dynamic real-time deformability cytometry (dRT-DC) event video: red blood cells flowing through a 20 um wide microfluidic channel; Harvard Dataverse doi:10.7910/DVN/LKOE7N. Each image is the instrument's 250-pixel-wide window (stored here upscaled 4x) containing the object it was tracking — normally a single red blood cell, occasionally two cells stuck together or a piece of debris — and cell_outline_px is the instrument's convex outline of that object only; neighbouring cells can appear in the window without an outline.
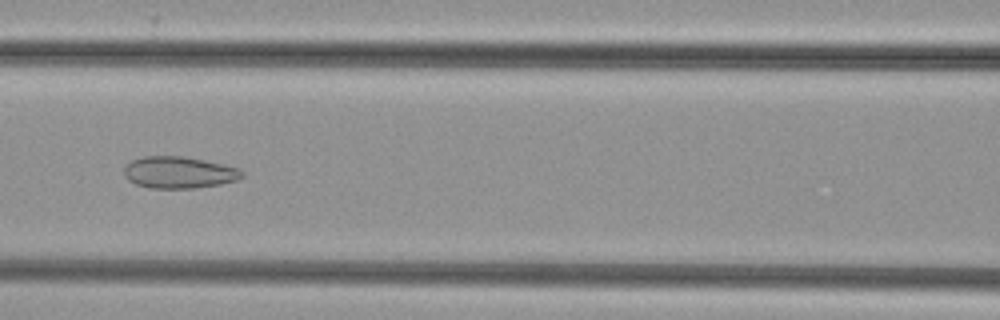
{"species": "common noctule bat (a hibernating species)", "species_latin": "Nyctalus noctula", "temperature_condition": "cold", "stored_images_in_passage": 48, "camera_frame_rate_fps": 3000, "um_per_image_px": 0.085, "animal": {"sex": "female", "body_mass_g": 29.2, "forearm_length_mm": 56.3}, "frame": {"image": 1, "passage_image": 23, "time_ms": 7.333, "image_size_px": [1000, 320], "cell_outline_px": [[244, 176], [236, 180], [220, 184], [196, 188], [148, 188], [136, 184], [128, 180], [124, 176], [124, 168], [132, 160], [144, 156], [184, 156], [204, 160], [236, 168], [244, 172]], "centroid_in_image_um": [15.18, 14.66], "position_along_channel_um": 151.4, "area_um2": 21.73}}
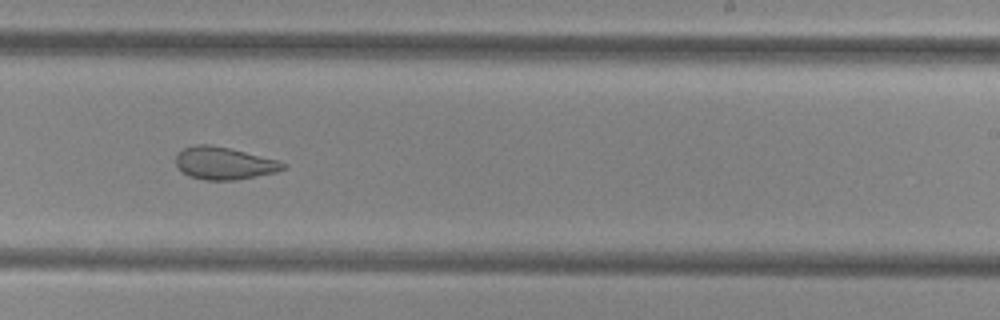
{"frame": {"image": 2, "passage_image": 32, "time_ms": 10.333, "image_size_px": [1000, 320], "cell_outline_px": [[288, 164], [284, 168], [276, 172], [236, 180], [204, 180], [188, 176], [176, 164], [176, 156], [184, 148], [196, 144], [208, 144], [228, 148], [280, 160]], "centroid_in_image_um": [19.07, 13.88], "position_along_channel_um": 269.9, "area_um2": 20.17}}
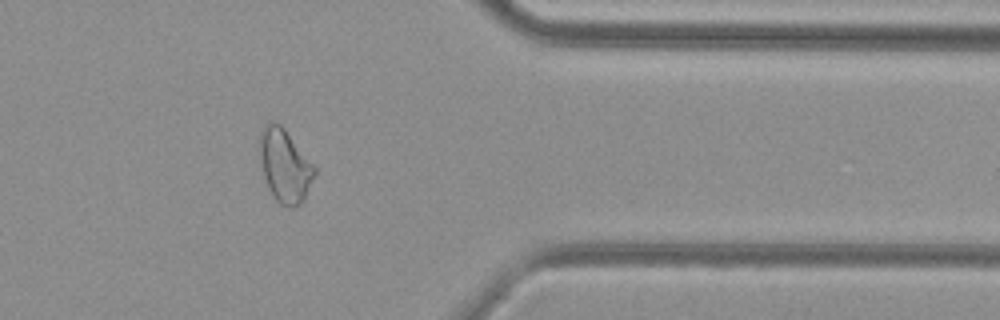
{"frame": {"image": 3, "passage_image": 42, "time_ms": 13.667, "image_size_px": [1000, 320], "cell_outline_px": [[316, 172], [300, 204], [296, 208], [292, 208], [280, 204], [276, 200], [268, 188], [260, 164], [260, 132], [264, 124], [268, 120], [272, 120], [280, 124], [284, 128], [316, 168]], "centroid_in_image_um": [24.17, 14.06], "position_along_channel_um": 387.2, "area_um2": 23.18}}